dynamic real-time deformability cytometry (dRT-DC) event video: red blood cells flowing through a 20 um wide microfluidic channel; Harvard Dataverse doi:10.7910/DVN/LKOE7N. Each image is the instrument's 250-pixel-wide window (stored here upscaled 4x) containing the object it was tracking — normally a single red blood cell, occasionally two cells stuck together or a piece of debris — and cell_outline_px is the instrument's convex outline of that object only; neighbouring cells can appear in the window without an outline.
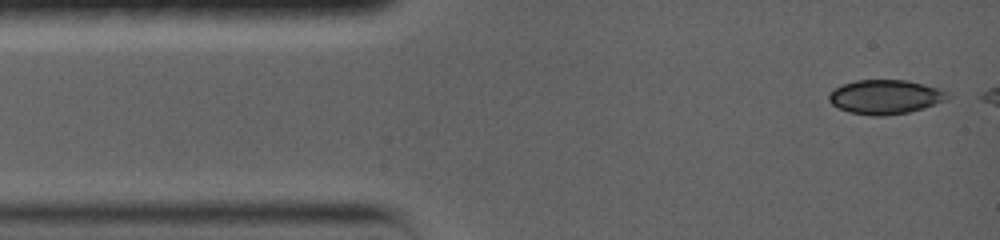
{"species": "common noctule bat (a hibernating species)", "species_latin": "Nyctalus noctula", "temperature_condition": "warm", "stored_images_in_passage": 7, "camera_frame_rate_fps": 5000, "um_per_image_px": 0.085, "animal": {"sex": "female", "body_mass_g": 19.0, "forearm_length_mm": 56.7}, "frame": {"image": 1, "passage_image": 1, "time_ms": 0.0, "image_size_px": [1000, 240], "cell_outline_px": [[952, 96], [948, 100], [908, 112], [884, 116], [872, 116], [848, 112], [832, 104], [828, 100], [828, 96], [832, 88], [856, 80], [904, 80], [924, 84], [940, 88], [948, 92]], "centroid_in_image_um": [75.26, 8.23], "position_along_channel_um": 9.7, "area_um2": 23.81}}
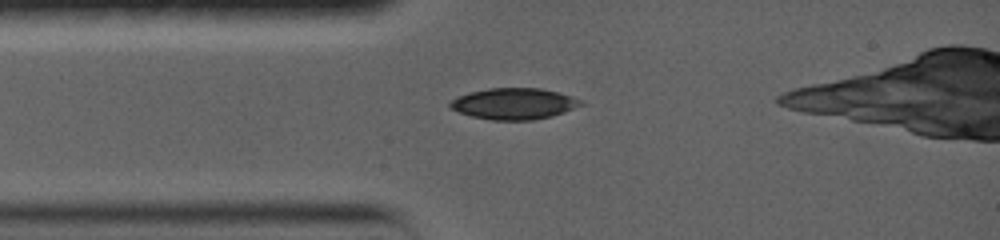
{"frame": {"image": 2, "passage_image": 4, "time_ms": 2.6, "image_size_px": [1000, 240], "cell_outline_px": [[584, 104], [564, 112], [552, 116], [532, 120], [492, 120], [472, 116], [448, 108], [448, 104], [452, 100], [460, 96], [472, 92], [488, 88], [540, 88], [572, 96], [584, 100]], "centroid_in_image_um": [43.71, 8.82], "position_along_channel_um": 41.3, "area_um2": 23.7}}
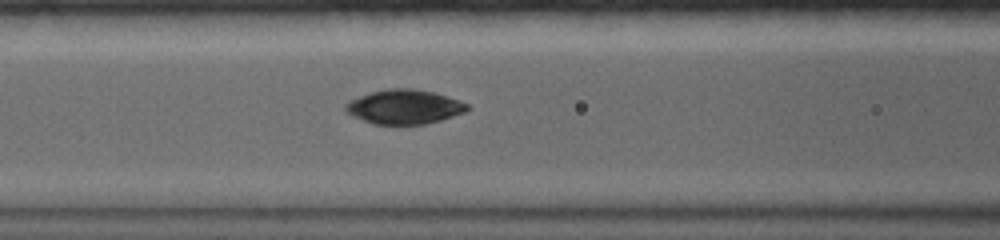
{"frame": {"image": 3, "passage_image": 7, "time_ms": 5.2, "image_size_px": [1000, 240], "cell_outline_px": [[468, 108], [464, 112], [440, 120], [424, 124], [372, 124], [352, 116], [344, 108], [344, 104], [360, 96], [372, 92], [388, 88], [412, 88], [432, 92], [468, 104]], "centroid_in_image_um": [34.31, 9.08], "position_along_channel_um": 132.3, "area_um2": 23.93}}